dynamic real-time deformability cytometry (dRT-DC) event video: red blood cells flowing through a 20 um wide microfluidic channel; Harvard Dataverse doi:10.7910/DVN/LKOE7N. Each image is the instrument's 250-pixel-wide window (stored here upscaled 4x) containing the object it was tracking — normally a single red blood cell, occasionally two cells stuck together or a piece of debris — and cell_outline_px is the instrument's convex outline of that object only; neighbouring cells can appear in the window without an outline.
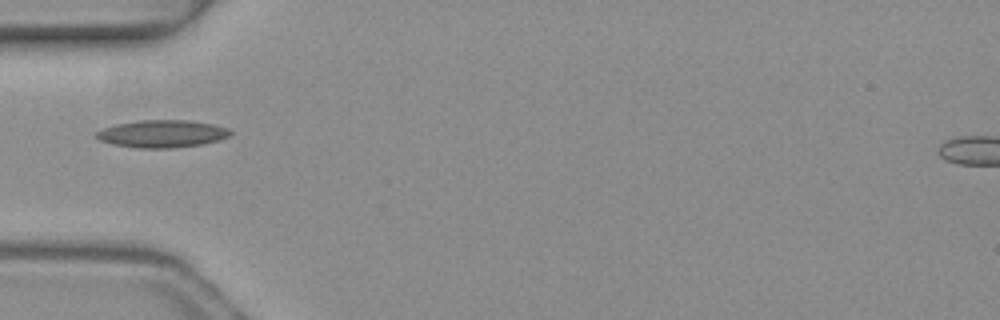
{"species": "common noctule bat (a hibernating species)", "species_latin": "Nyctalus noctula", "temperature_condition": "warm", "stored_images_in_passage": 2, "camera_frame_rate_fps": 3000, "um_per_image_px": 0.085, "animal": {"sex": "female", "body_mass_g": 19.3, "forearm_length_mm": 54.1}, "frame": {"image": 1, "passage_image": 1, "time_ms": 0.0, "image_size_px": [1000, 320], "cell_outline_px": [[232, 132], [228, 136], [220, 140], [200, 144], [168, 148], [140, 148], [112, 144], [100, 140], [96, 136], [96, 132], [104, 128], [116, 124], [140, 120], [188, 120], [212, 124], [228, 128]], "centroid_in_image_um": [13.78, 11.36], "position_along_channel_um": 71.2, "area_um2": 21.21}}
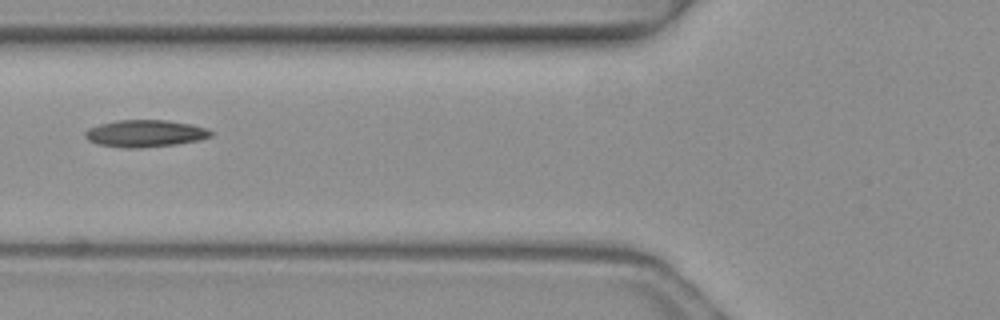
{"frame": {"image": 2, "passage_image": 2, "time_ms": 0.333, "image_size_px": [1000, 320], "cell_outline_px": [[212, 136], [200, 140], [176, 144], [144, 148], [124, 148], [100, 144], [88, 140], [84, 136], [84, 132], [88, 128], [100, 124], [116, 120], [168, 120], [192, 124], [204, 128], [212, 132]], "centroid_in_image_um": [12.33, 11.34], "position_along_channel_um": 113.5, "area_um2": 19.88}}